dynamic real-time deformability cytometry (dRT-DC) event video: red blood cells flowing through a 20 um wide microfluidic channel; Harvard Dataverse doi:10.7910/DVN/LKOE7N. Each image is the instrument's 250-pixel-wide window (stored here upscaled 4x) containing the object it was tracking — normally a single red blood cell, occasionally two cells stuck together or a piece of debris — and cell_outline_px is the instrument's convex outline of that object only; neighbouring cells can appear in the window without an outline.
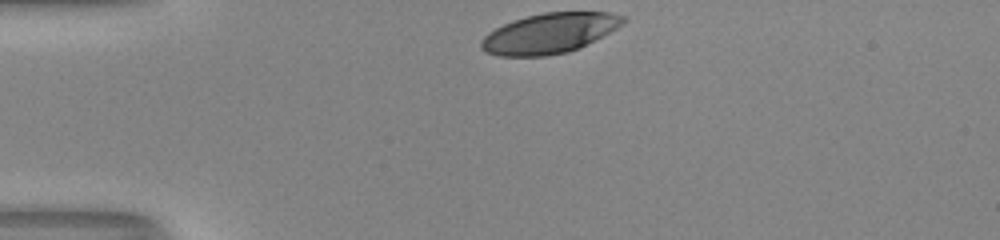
{"species": "human", "species_latin": "Homo sapiens", "temperature_condition": "room temperature", "stored_images_in_passage": 31, "camera_frame_rate_fps": 3000, "um_per_image_px": 0.085, "donor": {"sex": "male"}, "frame": {"image": 1, "passage_image": 1, "time_ms": 0.0, "image_size_px": [1000, 240], "cell_outline_px": [[628, 20], [624, 24], [580, 48], [568, 52], [544, 56], [496, 56], [484, 52], [480, 48], [480, 40], [488, 32], [504, 24], [528, 16], [544, 12], [608, 12], [628, 16]], "centroid_in_image_um": [46.72, 2.83], "position_along_channel_um": 38.3, "area_um2": 33.35}}
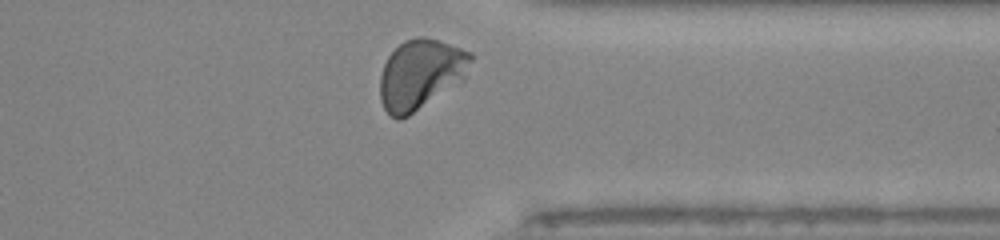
{"frame": {"image": 2, "passage_image": 30, "time_ms": 9.667, "image_size_px": [1000, 240], "cell_outline_px": [[472, 60], [464, 80], [408, 116], [400, 120], [396, 120], [384, 108], [380, 100], [380, 76], [384, 64], [388, 56], [404, 40], [420, 36], [424, 36], [472, 52]], "centroid_in_image_um": [35.75, 6.31], "position_along_channel_um": 375.7, "area_um2": 36.88}, "authors_computed_cell_mechanics": {"area_um2": 34.8534, "velocity_mm_per_s": 3.9702, "shape_relaxation_time_tau1_ms": 3.4601, "shape_relaxation_time_tau2_ms": null, "deformation_change_tau1": 0.1737, "deformation_change_tau2": null}}